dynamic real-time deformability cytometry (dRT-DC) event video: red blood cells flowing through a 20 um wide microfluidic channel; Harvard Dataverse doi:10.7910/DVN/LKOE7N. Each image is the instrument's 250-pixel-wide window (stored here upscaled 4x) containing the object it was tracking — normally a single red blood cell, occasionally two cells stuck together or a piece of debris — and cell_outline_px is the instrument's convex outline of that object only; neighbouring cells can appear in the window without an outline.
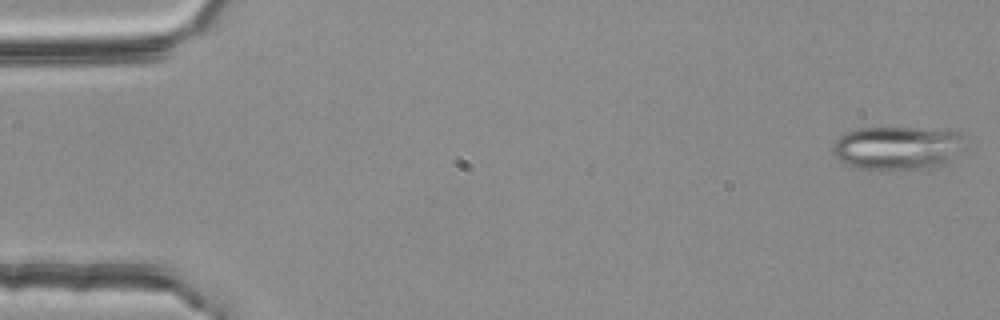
{"species": "common noctule bat (a hibernating species)", "species_latin": "Nyctalus noctula", "temperature_condition": "room temperature", "stored_images_in_passage": 54, "segment_of_instrument_passage": [1, 2], "camera_frame_rate_fps": 3000, "um_per_image_px": 0.085, "animal": {"sex": "female", "body_mass_g": 25.1}, "frame": {"image": 1, "passage_image": 1, "time_ms": 0.0, "image_size_px": [1000, 320], "cell_outline_px": [[964, 136], [944, 164], [924, 168], [860, 168], [848, 164], [840, 160], [832, 152], [832, 144], [844, 132], [856, 128], [916, 128], [960, 132]], "centroid_in_image_um": [76.14, 12.53], "position_along_channel_um": 8.9, "area_um2": 32.19}}